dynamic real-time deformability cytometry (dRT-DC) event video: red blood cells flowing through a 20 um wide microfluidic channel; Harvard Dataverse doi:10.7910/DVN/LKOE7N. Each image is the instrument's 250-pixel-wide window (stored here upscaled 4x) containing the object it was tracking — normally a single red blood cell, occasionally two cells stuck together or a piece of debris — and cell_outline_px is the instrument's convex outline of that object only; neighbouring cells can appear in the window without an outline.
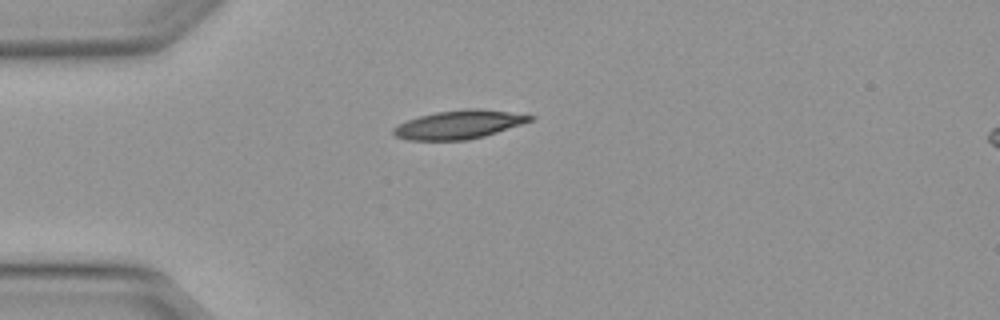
{"species": "Egyptian fruit bat (a non-hibernating species)", "species_latin": "Rousettus aegyptiacus", "temperature_condition": "warm", "stored_images_in_passage": 37, "camera_frame_rate_fps": 3000, "um_per_image_px": 0.085, "animal": {"sex": "female"}, "frame": {"image": 1, "passage_image": 1, "time_ms": 0.0, "image_size_px": [1000, 320], "cell_outline_px": [[536, 116], [532, 120], [484, 136], [468, 140], [408, 140], [396, 136], [392, 132], [392, 128], [408, 120], [420, 116], [436, 112], [468, 108], [476, 108], [508, 112]], "centroid_in_image_um": [38.98, 10.59], "position_along_channel_um": 46.0, "area_um2": 22.37}}
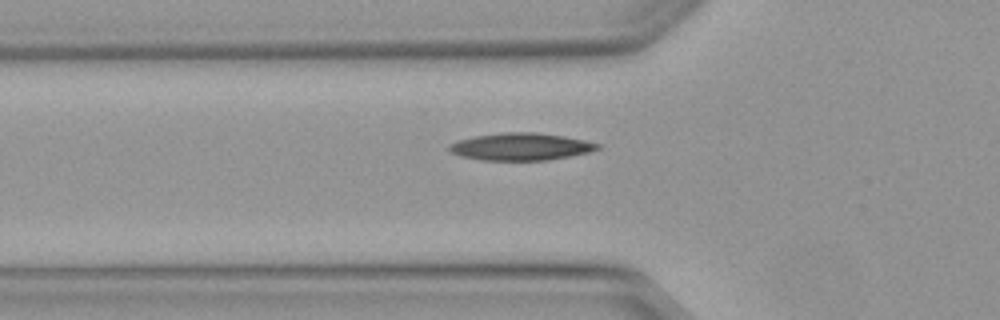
{"frame": {"image": 2, "passage_image": 5, "time_ms": 1.333, "image_size_px": [1000, 320], "cell_outline_px": [[600, 148], [588, 152], [548, 160], [480, 160], [460, 156], [452, 152], [448, 148], [448, 144], [460, 140], [476, 136], [504, 132], [536, 132], [564, 136], [584, 140], [600, 144]], "centroid_in_image_um": [44.26, 12.46], "position_along_channel_um": 81.5, "area_um2": 23.41}}
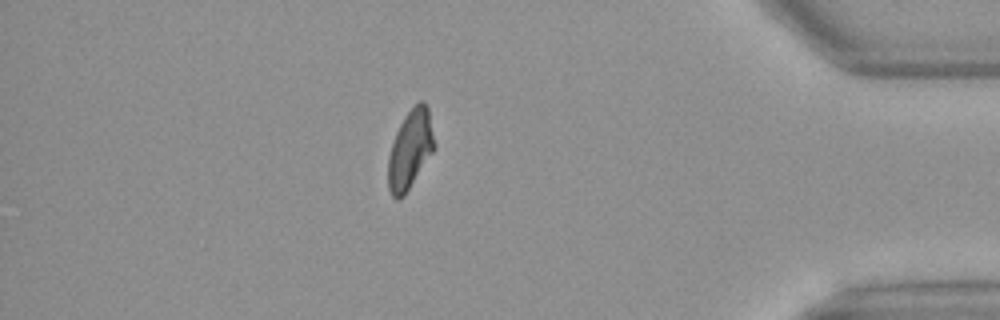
{"frame": {"image": 3, "passage_image": 31, "time_ms": 10.0, "image_size_px": [1000, 320], "cell_outline_px": [[436, 144], [432, 152], [404, 196], [400, 200], [396, 200], [392, 196], [388, 188], [388, 156], [396, 132], [404, 116], [420, 100], [424, 100], [428, 108]], "centroid_in_image_um": [34.86, 12.71], "position_along_channel_um": 400.3, "area_um2": 21.1}, "authors_computed_cell_mechanics": {"area_um2": 21.7906, "velocity_mm_per_s": 4.1248, "shape_relaxation_time_tau1_ms": 5.7892, "shape_relaxation_time_tau2_ms": 2.7005, "deformation_change_tau1": 0.2092, "deformation_change_tau2": 0.0893}}